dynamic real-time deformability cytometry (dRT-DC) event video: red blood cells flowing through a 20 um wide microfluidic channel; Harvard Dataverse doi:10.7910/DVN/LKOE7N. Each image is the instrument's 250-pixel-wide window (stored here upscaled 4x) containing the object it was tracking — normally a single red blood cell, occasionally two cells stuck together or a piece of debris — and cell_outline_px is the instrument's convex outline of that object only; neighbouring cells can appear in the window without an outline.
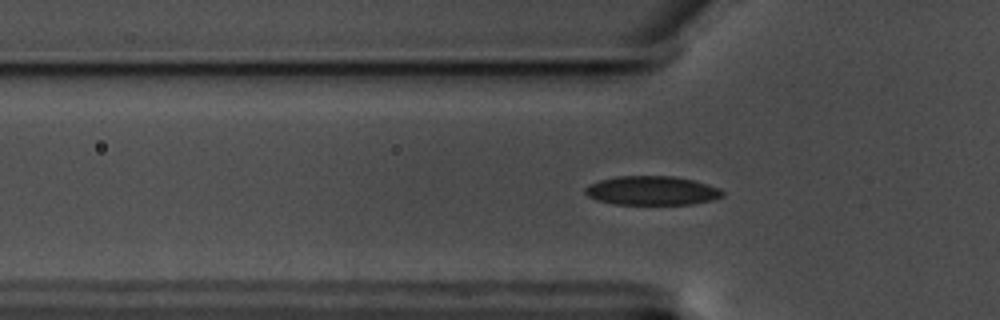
{"species": "common noctule bat (a hibernating species)", "species_latin": "Nyctalus noctula", "temperature_condition": "warm", "stored_images_in_passage": 58, "camera_frame_rate_fps": 3000, "um_per_image_px": 0.085, "animal": {"sex": "male", "body_mass_g": 17.5, "forearm_length_mm": 52.3}, "frame": {"image": 1, "passage_image": 18, "time_ms": 5.667, "image_size_px": [1000, 320], "cell_outline_px": [[724, 196], [712, 200], [692, 204], [616, 204], [596, 200], [588, 196], [584, 192], [584, 188], [588, 184], [600, 180], [616, 176], [676, 176], [708, 184], [720, 188], [724, 192]], "centroid_in_image_um": [55.41, 16.2], "position_along_channel_um": 70.4, "area_um2": 23.35}}
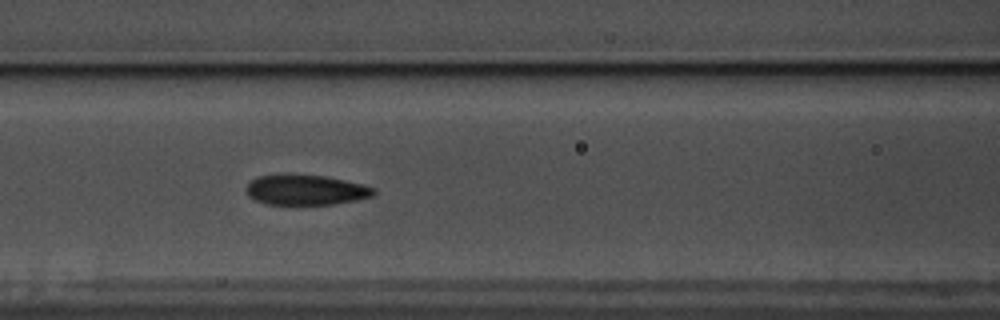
{"frame": {"image": 2, "passage_image": 24, "time_ms": 7.667, "image_size_px": [1000, 320], "cell_outline_px": [[376, 192], [372, 196], [356, 200], [336, 204], [264, 204], [248, 196], [244, 188], [256, 176], [324, 176], [364, 184], [376, 188]], "centroid_in_image_um": [26.02, 16.17], "position_along_channel_um": 140.6, "area_um2": 22.08}}
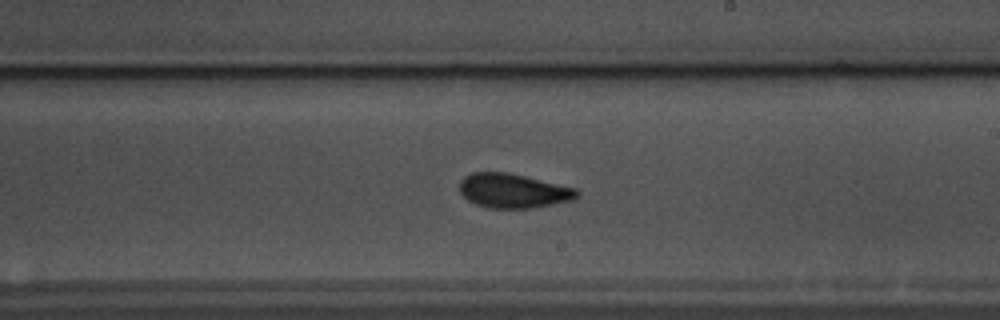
{"frame": {"image": 3, "passage_image": 33, "time_ms": 10.667, "image_size_px": [1000, 320], "cell_outline_px": [[580, 196], [572, 200], [532, 208], [488, 208], [476, 204], [468, 200], [460, 192], [460, 180], [464, 176], [472, 172], [508, 172], [576, 188], [580, 192]], "centroid_in_image_um": [43.62, 16.21], "position_along_channel_um": 245.4, "area_um2": 23.52}, "authors_computed_cell_mechanics": {"area_um2": 22.6287, "velocity_mm_per_s": 3.5141, "shape_relaxation_time_tau1_ms": 3.8459, "shape_relaxation_time_tau2_ms": 2.0665, "deformation_change_tau1": 0.1243, "deformation_change_tau2": 0.0668}}